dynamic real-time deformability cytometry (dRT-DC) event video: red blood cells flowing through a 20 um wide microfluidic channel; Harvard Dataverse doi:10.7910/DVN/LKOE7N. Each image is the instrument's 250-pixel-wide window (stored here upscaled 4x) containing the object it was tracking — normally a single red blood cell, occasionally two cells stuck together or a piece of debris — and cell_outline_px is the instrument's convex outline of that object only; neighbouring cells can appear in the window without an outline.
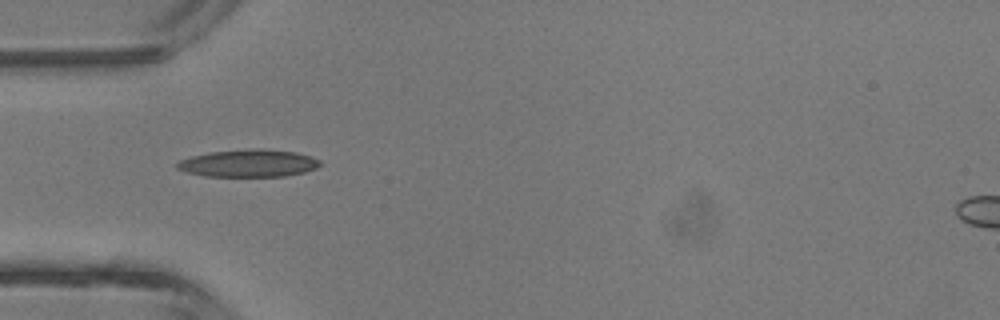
{"species": "common noctule bat (a hibernating species)", "species_latin": "Nyctalus noctula", "temperature_condition": "room temperature", "stored_images_in_passage": 4, "camera_frame_rate_fps": 3000, "um_per_image_px": 0.085, "animal": {"sex": "male", "body_mass_g": 13.3}, "frame": {"image": 1, "passage_image": 3, "time_ms": 2.333, "image_size_px": [1000, 320], "cell_outline_px": [[320, 164], [316, 168], [304, 172], [284, 176], [204, 176], [188, 172], [176, 168], [176, 164], [180, 160], [192, 156], [212, 152], [296, 152], [320, 160]], "centroid_in_image_um": [21.09, 13.94], "position_along_channel_um": 63.9, "area_um2": 21.33}}
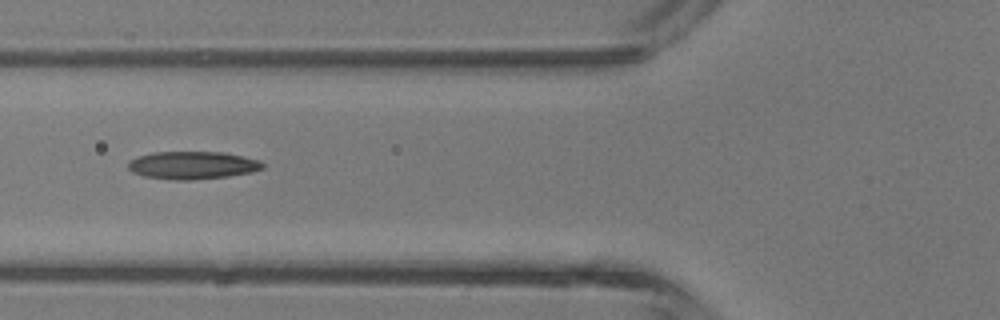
{"frame": {"image": 2, "passage_image": 4, "time_ms": 3.333, "image_size_px": [1000, 320], "cell_outline_px": [[264, 168], [252, 172], [228, 176], [188, 180], [172, 180], [144, 176], [132, 172], [128, 168], [128, 160], [152, 152], [224, 152], [260, 160], [264, 164]], "centroid_in_image_um": [16.36, 14.04], "position_along_channel_um": 109.4, "area_um2": 21.79}}